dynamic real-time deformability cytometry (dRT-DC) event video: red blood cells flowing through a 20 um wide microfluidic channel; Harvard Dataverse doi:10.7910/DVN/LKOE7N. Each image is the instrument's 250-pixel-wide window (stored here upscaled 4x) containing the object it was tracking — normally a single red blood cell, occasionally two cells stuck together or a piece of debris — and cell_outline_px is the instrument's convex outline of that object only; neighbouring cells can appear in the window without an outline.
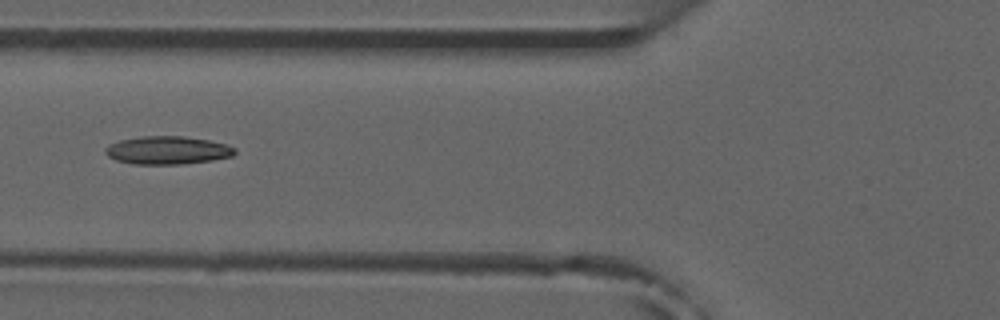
{"species": "common noctule bat (a hibernating species)", "species_latin": "Nyctalus noctula", "temperature_condition": "room temperature", "stored_images_in_passage": 8, "camera_frame_rate_fps": 3000, "um_per_image_px": 0.085, "animal": {"sex": "male", "forearm_length_mm": 52.5}, "frame": {"image": 1, "passage_image": 7, "time_ms": 7.333, "image_size_px": [1000, 320], "cell_outline_px": [[236, 152], [232, 156], [212, 160], [180, 164], [132, 164], [116, 160], [108, 156], [104, 152], [104, 148], [108, 144], [120, 140], [140, 136], [184, 136], [208, 140], [224, 144], [236, 148]], "centroid_in_image_um": [14.19, 12.77], "position_along_channel_um": 111.6, "area_um2": 21.21}}
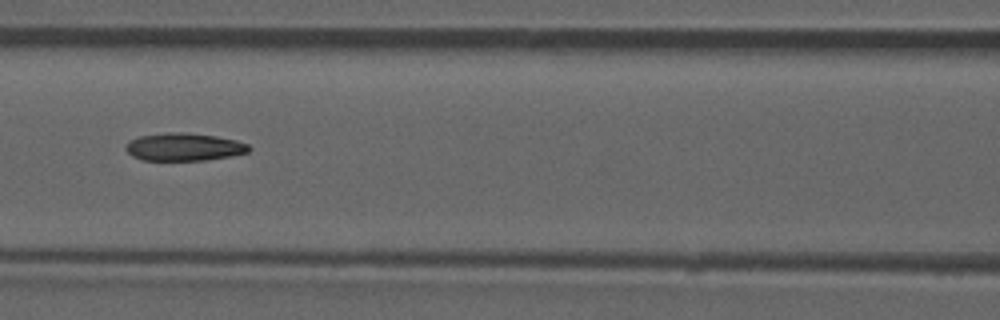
{"frame": {"image": 2, "passage_image": 8, "time_ms": 8.333, "image_size_px": [1000, 320], "cell_outline_px": [[252, 148], [248, 152], [228, 156], [204, 160], [144, 160], [132, 156], [124, 148], [128, 140], [140, 136], [168, 132], [184, 132], [216, 136], [236, 140], [248, 144]], "centroid_in_image_um": [15.62, 12.48], "position_along_channel_um": 151.0, "area_um2": 19.88}}